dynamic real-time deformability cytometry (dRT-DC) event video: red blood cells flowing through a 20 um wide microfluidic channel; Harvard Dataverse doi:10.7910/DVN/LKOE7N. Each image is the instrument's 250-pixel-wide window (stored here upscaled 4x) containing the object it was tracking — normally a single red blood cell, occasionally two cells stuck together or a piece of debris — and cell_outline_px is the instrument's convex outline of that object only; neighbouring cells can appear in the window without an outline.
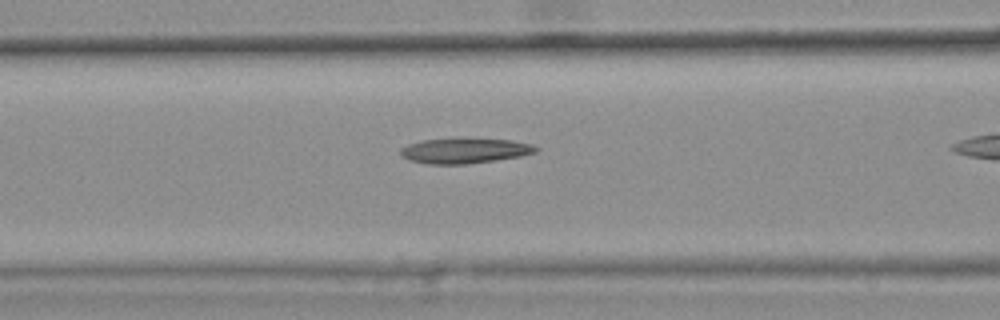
{"species": "common noctule bat (a hibernating species)", "species_latin": "Nyctalus noctula", "temperature_condition": "warm", "stored_images_in_passage": 29, "camera_frame_rate_fps": 3000, "um_per_image_px": 0.085, "animal": {"sex": "female", "body_mass_g": 25.1}, "frame": {"image": 1, "passage_image": 9, "time_ms": 2.667, "image_size_px": [1000, 320], "cell_outline_px": [[540, 148], [536, 152], [520, 156], [464, 164], [428, 164], [408, 160], [400, 152], [400, 148], [408, 144], [420, 140], [512, 140], [532, 144]], "centroid_in_image_um": [39.48, 12.83], "position_along_channel_um": 127.1, "area_um2": 19.19}}